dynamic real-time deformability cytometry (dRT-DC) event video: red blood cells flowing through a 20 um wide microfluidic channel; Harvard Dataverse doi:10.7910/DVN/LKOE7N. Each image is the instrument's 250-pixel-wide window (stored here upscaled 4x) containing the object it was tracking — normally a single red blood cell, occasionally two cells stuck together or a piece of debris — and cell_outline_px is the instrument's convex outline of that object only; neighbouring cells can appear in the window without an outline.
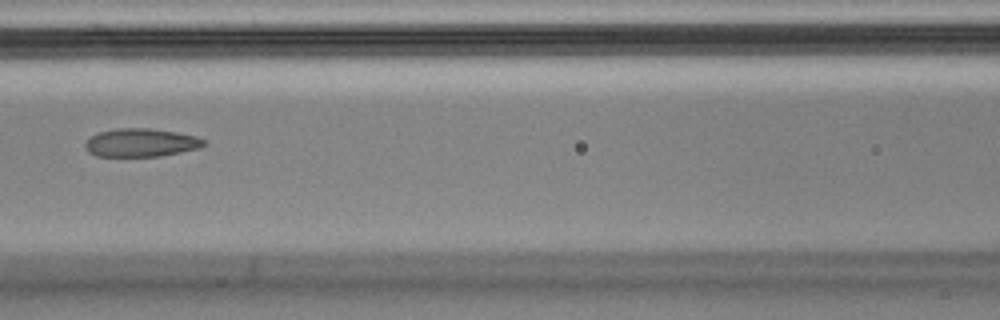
{"species": "Egyptian fruit bat (a non-hibernating species)", "species_latin": "Rousettus aegyptiacus", "temperature_condition": "cold", "stored_images_in_passage": 14, "segment_of_instrument_passage": [2, 2], "camera_frame_rate_fps": 3000, "um_per_image_px": 0.085, "animal": {"sex": "male"}, "frame": {"image": 1, "passage_image": 7, "time_ms": 2.0, "image_size_px": [1000, 320], "cell_outline_px": [[208, 144], [200, 148], [160, 156], [96, 156], [88, 152], [84, 144], [92, 136], [100, 132], [116, 128], [148, 128], [176, 132], [196, 136], [208, 140]], "centroid_in_image_um": [12.04, 12.12], "position_along_channel_um": 154.6, "area_um2": 19.59}}
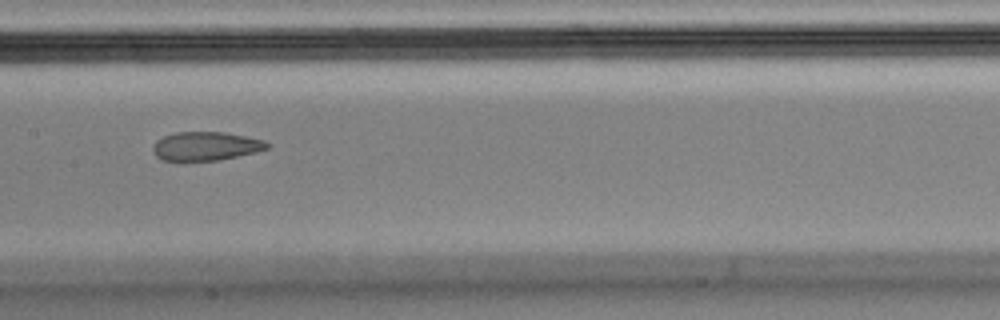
{"frame": {"image": 2, "passage_image": 8, "time_ms": 2.333, "image_size_px": [1000, 320], "cell_outline_px": [[272, 144], [268, 148], [256, 152], [220, 160], [160, 160], [156, 156], [152, 148], [156, 140], [164, 136], [176, 132], [224, 132], [264, 140]], "centroid_in_image_um": [17.51, 12.42], "position_along_channel_um": 189.9, "area_um2": 19.07}}